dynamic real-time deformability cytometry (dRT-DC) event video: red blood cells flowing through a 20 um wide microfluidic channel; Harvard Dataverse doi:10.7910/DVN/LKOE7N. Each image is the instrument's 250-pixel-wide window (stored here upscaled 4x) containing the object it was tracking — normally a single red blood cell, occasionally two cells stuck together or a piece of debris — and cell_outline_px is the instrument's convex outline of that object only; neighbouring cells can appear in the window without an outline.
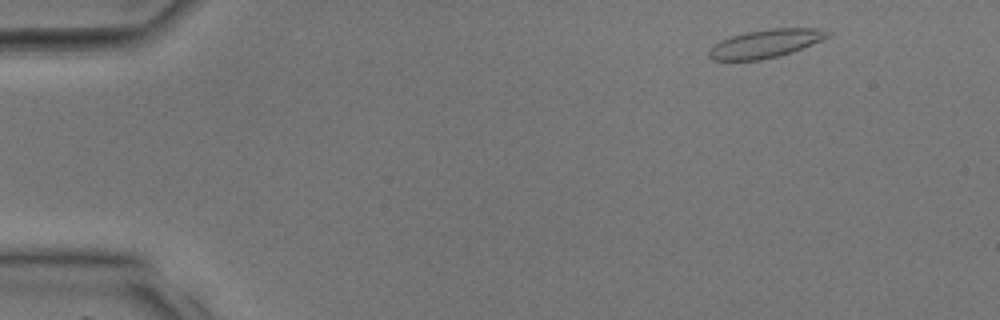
{"species": "common noctule bat (a hibernating species)", "species_latin": "Nyctalus noctula", "temperature_condition": "room temperature", "stored_images_in_passage": 18, "camera_frame_rate_fps": 3000, "um_per_image_px": 0.085, "animal": {"sex": "male", "body_mass_g": 17.9, "forearm_length_mm": 54.2}, "frame": {"image": 1, "passage_image": 1, "time_ms": 0.0, "image_size_px": [1000, 320], "cell_outline_px": [[832, 36], [792, 52], [760, 60], [712, 60], [708, 56], [708, 48], [720, 40], [732, 36], [748, 32], [772, 28], [816, 28], [832, 32]], "centroid_in_image_um": [65.07, 3.7], "position_along_channel_um": 19.9, "area_um2": 19.54}}
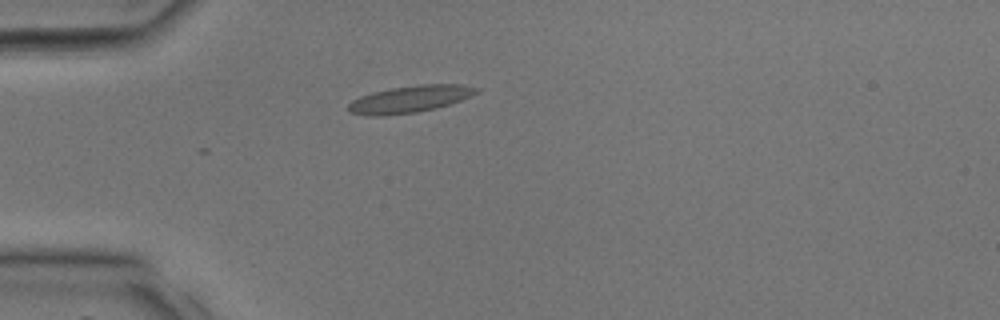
{"frame": {"image": 2, "passage_image": 7, "time_ms": 2.0, "image_size_px": [1000, 320], "cell_outline_px": [[480, 88], [476, 92], [460, 100], [436, 108], [416, 112], [388, 116], [364, 116], [352, 112], [348, 108], [348, 104], [352, 100], [360, 96], [372, 92], [392, 88], [420, 84], [460, 84]], "centroid_in_image_um": [34.78, 8.43], "position_along_channel_um": 50.2, "area_um2": 20.0}}
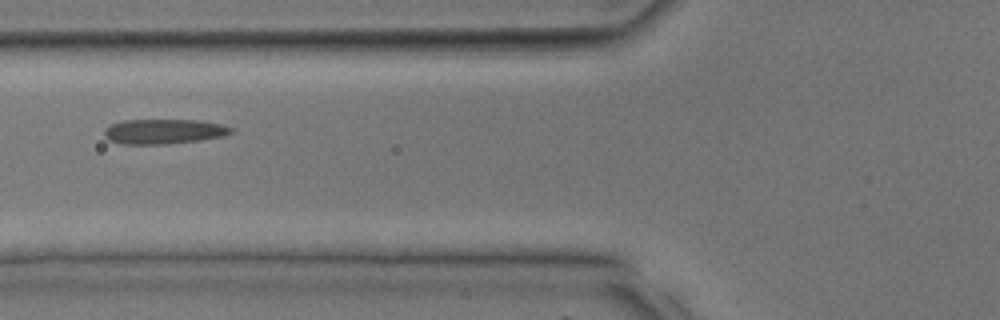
{"frame": {"image": 3, "passage_image": 11, "time_ms": 3.333, "image_size_px": [1000, 320], "cell_outline_px": [[232, 132], [224, 136], [200, 140], [164, 144], [120, 144], [108, 140], [104, 136], [104, 128], [112, 124], [124, 120], [196, 120], [224, 124], [232, 128]], "centroid_in_image_um": [13.9, 11.17], "position_along_channel_um": 111.9, "area_um2": 18.44}}